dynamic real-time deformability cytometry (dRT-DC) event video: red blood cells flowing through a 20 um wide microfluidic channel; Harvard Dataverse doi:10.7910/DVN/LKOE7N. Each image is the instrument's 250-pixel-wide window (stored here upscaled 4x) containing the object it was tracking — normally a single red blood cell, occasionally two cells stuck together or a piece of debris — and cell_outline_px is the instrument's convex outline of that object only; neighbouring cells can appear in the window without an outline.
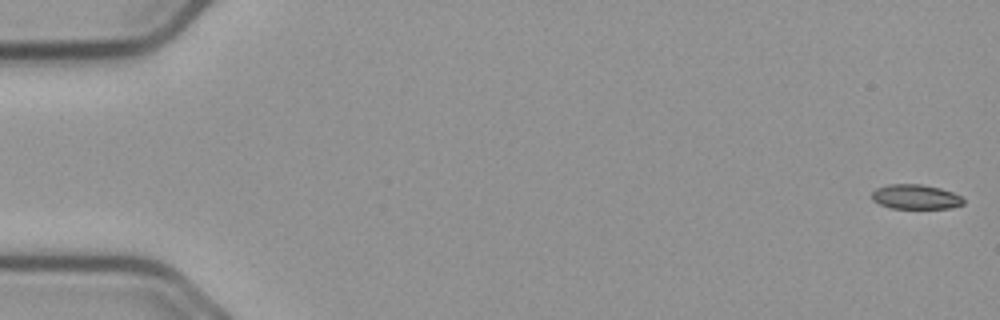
{"species": "common noctule bat (a hibernating species)", "species_latin": "Nyctalus noctula", "temperature_condition": "cold", "stored_images_in_passage": 56, "camera_frame_rate_fps": 3000, "um_per_image_px": 0.085, "animal": {"sex": "male", "body_mass_g": 23.1, "forearm_length_mm": 52.7}, "frame": {"image": 1, "passage_image": 1, "time_ms": 0.0, "image_size_px": [1000, 320], "cell_outline_px": [[964, 204], [952, 208], [892, 208], [880, 204], [872, 200], [872, 192], [876, 188], [888, 184], [920, 184], [940, 188], [952, 192], [960, 196], [964, 200]], "centroid_in_image_um": [77.82, 16.73], "position_along_channel_um": 7.2, "area_um2": 13.12}}
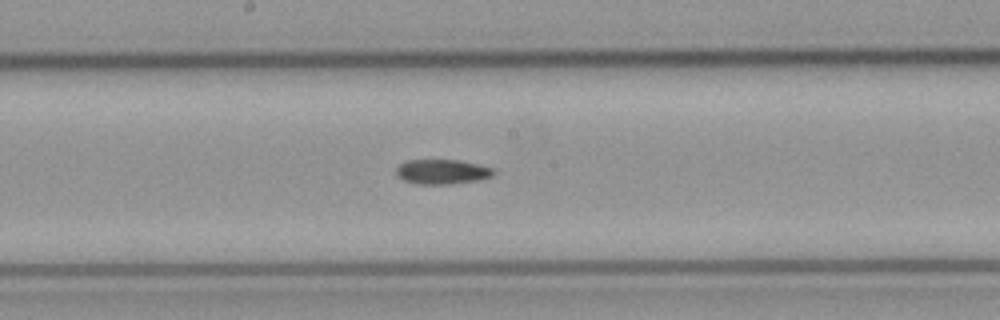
{"frame": {"image": 2, "passage_image": 30, "time_ms": 9.667, "image_size_px": [1000, 320], "cell_outline_px": [[496, 172], [492, 176], [480, 180], [448, 184], [416, 184], [404, 180], [396, 172], [396, 168], [400, 164], [408, 160], [460, 160], [480, 164], [492, 168]], "centroid_in_image_um": [37.62, 14.59], "position_along_channel_um": 210.6, "area_um2": 14.05}}
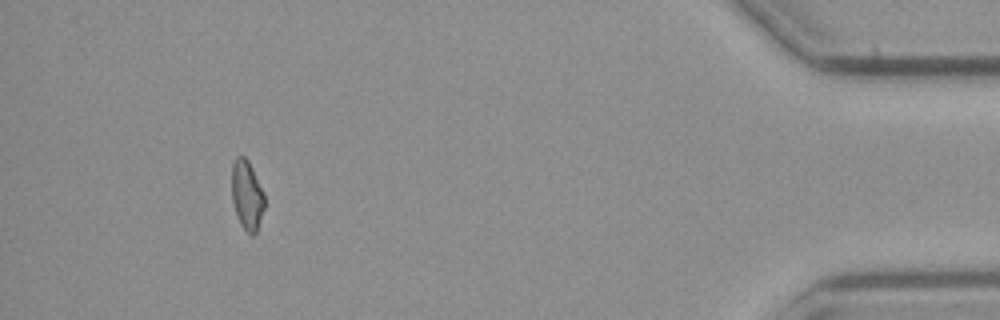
{"frame": {"image": 3, "passage_image": 52, "time_ms": 17.0, "image_size_px": [1000, 320], "cell_outline_px": [[264, 208], [256, 232], [252, 236], [240, 224], [232, 200], [232, 164], [236, 156], [244, 156], [248, 160], [264, 192]], "centroid_in_image_um": [20.99, 16.56], "position_along_channel_um": 414.2, "area_um2": 13.12}}